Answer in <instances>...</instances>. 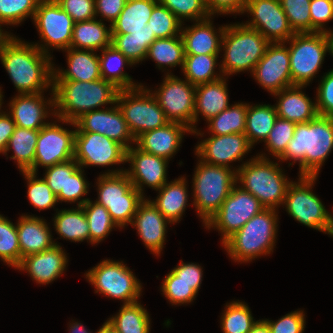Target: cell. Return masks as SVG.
<instances>
[{
	"label": "cell",
	"instance_id": "cell-1",
	"mask_svg": "<svg viewBox=\"0 0 333 333\" xmlns=\"http://www.w3.org/2000/svg\"><path fill=\"white\" fill-rule=\"evenodd\" d=\"M44 45L27 44L13 37L0 59L20 94L42 93L53 87V64ZM52 83V84H51Z\"/></svg>",
	"mask_w": 333,
	"mask_h": 333
},
{
	"label": "cell",
	"instance_id": "cell-3",
	"mask_svg": "<svg viewBox=\"0 0 333 333\" xmlns=\"http://www.w3.org/2000/svg\"><path fill=\"white\" fill-rule=\"evenodd\" d=\"M333 149V117L317 115L307 123L296 125L293 138L278 158L299 161L300 176H318Z\"/></svg>",
	"mask_w": 333,
	"mask_h": 333
},
{
	"label": "cell",
	"instance_id": "cell-42",
	"mask_svg": "<svg viewBox=\"0 0 333 333\" xmlns=\"http://www.w3.org/2000/svg\"><path fill=\"white\" fill-rule=\"evenodd\" d=\"M217 57L218 55L209 54H185L182 69L186 80L192 85L197 86L222 78L214 73Z\"/></svg>",
	"mask_w": 333,
	"mask_h": 333
},
{
	"label": "cell",
	"instance_id": "cell-19",
	"mask_svg": "<svg viewBox=\"0 0 333 333\" xmlns=\"http://www.w3.org/2000/svg\"><path fill=\"white\" fill-rule=\"evenodd\" d=\"M252 73L258 83L271 94L293 86L289 49L284 42L270 43Z\"/></svg>",
	"mask_w": 333,
	"mask_h": 333
},
{
	"label": "cell",
	"instance_id": "cell-37",
	"mask_svg": "<svg viewBox=\"0 0 333 333\" xmlns=\"http://www.w3.org/2000/svg\"><path fill=\"white\" fill-rule=\"evenodd\" d=\"M54 226L57 233L65 239L90 242L89 224L82 206L59 211L54 217Z\"/></svg>",
	"mask_w": 333,
	"mask_h": 333
},
{
	"label": "cell",
	"instance_id": "cell-39",
	"mask_svg": "<svg viewBox=\"0 0 333 333\" xmlns=\"http://www.w3.org/2000/svg\"><path fill=\"white\" fill-rule=\"evenodd\" d=\"M119 333H149L150 318L140 303L123 304L118 315L107 320Z\"/></svg>",
	"mask_w": 333,
	"mask_h": 333
},
{
	"label": "cell",
	"instance_id": "cell-57",
	"mask_svg": "<svg viewBox=\"0 0 333 333\" xmlns=\"http://www.w3.org/2000/svg\"><path fill=\"white\" fill-rule=\"evenodd\" d=\"M320 83L316 99L318 115L333 117V69L323 76Z\"/></svg>",
	"mask_w": 333,
	"mask_h": 333
},
{
	"label": "cell",
	"instance_id": "cell-65",
	"mask_svg": "<svg viewBox=\"0 0 333 333\" xmlns=\"http://www.w3.org/2000/svg\"><path fill=\"white\" fill-rule=\"evenodd\" d=\"M249 333H271V331L265 320H258Z\"/></svg>",
	"mask_w": 333,
	"mask_h": 333
},
{
	"label": "cell",
	"instance_id": "cell-34",
	"mask_svg": "<svg viewBox=\"0 0 333 333\" xmlns=\"http://www.w3.org/2000/svg\"><path fill=\"white\" fill-rule=\"evenodd\" d=\"M185 178L181 177L164 184L159 190V195L152 203L170 222L180 220L187 205V191Z\"/></svg>",
	"mask_w": 333,
	"mask_h": 333
},
{
	"label": "cell",
	"instance_id": "cell-48",
	"mask_svg": "<svg viewBox=\"0 0 333 333\" xmlns=\"http://www.w3.org/2000/svg\"><path fill=\"white\" fill-rule=\"evenodd\" d=\"M40 0H0V23L17 25L26 17H34Z\"/></svg>",
	"mask_w": 333,
	"mask_h": 333
},
{
	"label": "cell",
	"instance_id": "cell-22",
	"mask_svg": "<svg viewBox=\"0 0 333 333\" xmlns=\"http://www.w3.org/2000/svg\"><path fill=\"white\" fill-rule=\"evenodd\" d=\"M126 162L131 163V168L125 170L133 186L143 195V184L160 189L167 183L166 167L168 160L144 152L138 147L132 146L126 150Z\"/></svg>",
	"mask_w": 333,
	"mask_h": 333
},
{
	"label": "cell",
	"instance_id": "cell-23",
	"mask_svg": "<svg viewBox=\"0 0 333 333\" xmlns=\"http://www.w3.org/2000/svg\"><path fill=\"white\" fill-rule=\"evenodd\" d=\"M131 225L136 227L145 246L155 255L160 254L166 234L167 222L164 215L151 200L143 199L138 205Z\"/></svg>",
	"mask_w": 333,
	"mask_h": 333
},
{
	"label": "cell",
	"instance_id": "cell-64",
	"mask_svg": "<svg viewBox=\"0 0 333 333\" xmlns=\"http://www.w3.org/2000/svg\"><path fill=\"white\" fill-rule=\"evenodd\" d=\"M126 38L137 39H156L154 32H151L149 25H146V30L130 31L126 34Z\"/></svg>",
	"mask_w": 333,
	"mask_h": 333
},
{
	"label": "cell",
	"instance_id": "cell-60",
	"mask_svg": "<svg viewBox=\"0 0 333 333\" xmlns=\"http://www.w3.org/2000/svg\"><path fill=\"white\" fill-rule=\"evenodd\" d=\"M179 277V280L187 283L197 293L202 282V269L201 266L194 263L180 262L179 266L171 270Z\"/></svg>",
	"mask_w": 333,
	"mask_h": 333
},
{
	"label": "cell",
	"instance_id": "cell-61",
	"mask_svg": "<svg viewBox=\"0 0 333 333\" xmlns=\"http://www.w3.org/2000/svg\"><path fill=\"white\" fill-rule=\"evenodd\" d=\"M127 0H95V14H101L111 25L124 9Z\"/></svg>",
	"mask_w": 333,
	"mask_h": 333
},
{
	"label": "cell",
	"instance_id": "cell-45",
	"mask_svg": "<svg viewBox=\"0 0 333 333\" xmlns=\"http://www.w3.org/2000/svg\"><path fill=\"white\" fill-rule=\"evenodd\" d=\"M0 259L15 268L21 263L16 226L2 215H0Z\"/></svg>",
	"mask_w": 333,
	"mask_h": 333
},
{
	"label": "cell",
	"instance_id": "cell-2",
	"mask_svg": "<svg viewBox=\"0 0 333 333\" xmlns=\"http://www.w3.org/2000/svg\"><path fill=\"white\" fill-rule=\"evenodd\" d=\"M120 89L112 82L53 80L54 110L60 121L71 123L82 114L96 110L104 104H116Z\"/></svg>",
	"mask_w": 333,
	"mask_h": 333
},
{
	"label": "cell",
	"instance_id": "cell-50",
	"mask_svg": "<svg viewBox=\"0 0 333 333\" xmlns=\"http://www.w3.org/2000/svg\"><path fill=\"white\" fill-rule=\"evenodd\" d=\"M22 173H24L23 175L28 180L27 197L34 207L39 210L49 209L58 202L57 196L52 192L44 179H36V173L28 171H22Z\"/></svg>",
	"mask_w": 333,
	"mask_h": 333
},
{
	"label": "cell",
	"instance_id": "cell-41",
	"mask_svg": "<svg viewBox=\"0 0 333 333\" xmlns=\"http://www.w3.org/2000/svg\"><path fill=\"white\" fill-rule=\"evenodd\" d=\"M150 57L156 61L158 67L184 64V44L181 35L169 38L156 39L148 48L146 58Z\"/></svg>",
	"mask_w": 333,
	"mask_h": 333
},
{
	"label": "cell",
	"instance_id": "cell-11",
	"mask_svg": "<svg viewBox=\"0 0 333 333\" xmlns=\"http://www.w3.org/2000/svg\"><path fill=\"white\" fill-rule=\"evenodd\" d=\"M290 43L289 58L293 85L305 86L313 79L329 52L325 32L295 33Z\"/></svg>",
	"mask_w": 333,
	"mask_h": 333
},
{
	"label": "cell",
	"instance_id": "cell-18",
	"mask_svg": "<svg viewBox=\"0 0 333 333\" xmlns=\"http://www.w3.org/2000/svg\"><path fill=\"white\" fill-rule=\"evenodd\" d=\"M32 19L45 46L70 48L75 22L55 0H40Z\"/></svg>",
	"mask_w": 333,
	"mask_h": 333
},
{
	"label": "cell",
	"instance_id": "cell-51",
	"mask_svg": "<svg viewBox=\"0 0 333 333\" xmlns=\"http://www.w3.org/2000/svg\"><path fill=\"white\" fill-rule=\"evenodd\" d=\"M155 40L126 38V34H112L111 45L135 64L146 58L148 48Z\"/></svg>",
	"mask_w": 333,
	"mask_h": 333
},
{
	"label": "cell",
	"instance_id": "cell-68",
	"mask_svg": "<svg viewBox=\"0 0 333 333\" xmlns=\"http://www.w3.org/2000/svg\"><path fill=\"white\" fill-rule=\"evenodd\" d=\"M70 328H71L70 333H91V332L87 331L85 329V327L82 324L78 323V322L72 323L70 325Z\"/></svg>",
	"mask_w": 333,
	"mask_h": 333
},
{
	"label": "cell",
	"instance_id": "cell-28",
	"mask_svg": "<svg viewBox=\"0 0 333 333\" xmlns=\"http://www.w3.org/2000/svg\"><path fill=\"white\" fill-rule=\"evenodd\" d=\"M22 258L50 249L54 244L49 227L43 219L34 216H21L16 225Z\"/></svg>",
	"mask_w": 333,
	"mask_h": 333
},
{
	"label": "cell",
	"instance_id": "cell-4",
	"mask_svg": "<svg viewBox=\"0 0 333 333\" xmlns=\"http://www.w3.org/2000/svg\"><path fill=\"white\" fill-rule=\"evenodd\" d=\"M277 218L273 208H265L254 215L222 243L230 257L235 262H248L261 254H270L277 233Z\"/></svg>",
	"mask_w": 333,
	"mask_h": 333
},
{
	"label": "cell",
	"instance_id": "cell-56",
	"mask_svg": "<svg viewBox=\"0 0 333 333\" xmlns=\"http://www.w3.org/2000/svg\"><path fill=\"white\" fill-rule=\"evenodd\" d=\"M73 21L82 22L96 18L95 0H55Z\"/></svg>",
	"mask_w": 333,
	"mask_h": 333
},
{
	"label": "cell",
	"instance_id": "cell-14",
	"mask_svg": "<svg viewBox=\"0 0 333 333\" xmlns=\"http://www.w3.org/2000/svg\"><path fill=\"white\" fill-rule=\"evenodd\" d=\"M164 79L158 91L152 94L169 122L186 125L193 132L196 86L170 74Z\"/></svg>",
	"mask_w": 333,
	"mask_h": 333
},
{
	"label": "cell",
	"instance_id": "cell-31",
	"mask_svg": "<svg viewBox=\"0 0 333 333\" xmlns=\"http://www.w3.org/2000/svg\"><path fill=\"white\" fill-rule=\"evenodd\" d=\"M94 50L68 48V69L53 70V80L96 81L101 79L99 56Z\"/></svg>",
	"mask_w": 333,
	"mask_h": 333
},
{
	"label": "cell",
	"instance_id": "cell-27",
	"mask_svg": "<svg viewBox=\"0 0 333 333\" xmlns=\"http://www.w3.org/2000/svg\"><path fill=\"white\" fill-rule=\"evenodd\" d=\"M303 87L293 85L274 93L275 96H279L278 104L275 106L278 118L300 124L307 123L318 115L316 103H312L302 93Z\"/></svg>",
	"mask_w": 333,
	"mask_h": 333
},
{
	"label": "cell",
	"instance_id": "cell-59",
	"mask_svg": "<svg viewBox=\"0 0 333 333\" xmlns=\"http://www.w3.org/2000/svg\"><path fill=\"white\" fill-rule=\"evenodd\" d=\"M303 311H294L286 314L276 322L265 320L271 333H303L305 317Z\"/></svg>",
	"mask_w": 333,
	"mask_h": 333
},
{
	"label": "cell",
	"instance_id": "cell-29",
	"mask_svg": "<svg viewBox=\"0 0 333 333\" xmlns=\"http://www.w3.org/2000/svg\"><path fill=\"white\" fill-rule=\"evenodd\" d=\"M210 18L197 21L192 27L185 30L182 29L180 35L184 44L185 54H219L222 48L221 40L225 27L219 28L220 35L218 36L212 26V22H210Z\"/></svg>",
	"mask_w": 333,
	"mask_h": 333
},
{
	"label": "cell",
	"instance_id": "cell-13",
	"mask_svg": "<svg viewBox=\"0 0 333 333\" xmlns=\"http://www.w3.org/2000/svg\"><path fill=\"white\" fill-rule=\"evenodd\" d=\"M263 209L265 207L254 195L235 185L205 226L208 229L210 227L218 229L222 233L223 243Z\"/></svg>",
	"mask_w": 333,
	"mask_h": 333
},
{
	"label": "cell",
	"instance_id": "cell-15",
	"mask_svg": "<svg viewBox=\"0 0 333 333\" xmlns=\"http://www.w3.org/2000/svg\"><path fill=\"white\" fill-rule=\"evenodd\" d=\"M74 131H68L56 123H48L39 130L33 166L28 170L37 173V167H50L74 159Z\"/></svg>",
	"mask_w": 333,
	"mask_h": 333
},
{
	"label": "cell",
	"instance_id": "cell-16",
	"mask_svg": "<svg viewBox=\"0 0 333 333\" xmlns=\"http://www.w3.org/2000/svg\"><path fill=\"white\" fill-rule=\"evenodd\" d=\"M74 160L80 167L108 166L126 162V149L116 141L95 132H76Z\"/></svg>",
	"mask_w": 333,
	"mask_h": 333
},
{
	"label": "cell",
	"instance_id": "cell-33",
	"mask_svg": "<svg viewBox=\"0 0 333 333\" xmlns=\"http://www.w3.org/2000/svg\"><path fill=\"white\" fill-rule=\"evenodd\" d=\"M111 27L107 29L101 19L96 18L74 24L70 48L83 50H103L111 45Z\"/></svg>",
	"mask_w": 333,
	"mask_h": 333
},
{
	"label": "cell",
	"instance_id": "cell-10",
	"mask_svg": "<svg viewBox=\"0 0 333 333\" xmlns=\"http://www.w3.org/2000/svg\"><path fill=\"white\" fill-rule=\"evenodd\" d=\"M151 91L139 86L120 89L117 105L123 113L127 126L136 139L143 133L164 126L169 121Z\"/></svg>",
	"mask_w": 333,
	"mask_h": 333
},
{
	"label": "cell",
	"instance_id": "cell-21",
	"mask_svg": "<svg viewBox=\"0 0 333 333\" xmlns=\"http://www.w3.org/2000/svg\"><path fill=\"white\" fill-rule=\"evenodd\" d=\"M251 148L245 133L212 135L197 145L195 154L207 164L229 167L230 162L242 160Z\"/></svg>",
	"mask_w": 333,
	"mask_h": 333
},
{
	"label": "cell",
	"instance_id": "cell-36",
	"mask_svg": "<svg viewBox=\"0 0 333 333\" xmlns=\"http://www.w3.org/2000/svg\"><path fill=\"white\" fill-rule=\"evenodd\" d=\"M278 118L275 106L247 104L245 134L253 146L258 140H266Z\"/></svg>",
	"mask_w": 333,
	"mask_h": 333
},
{
	"label": "cell",
	"instance_id": "cell-67",
	"mask_svg": "<svg viewBox=\"0 0 333 333\" xmlns=\"http://www.w3.org/2000/svg\"><path fill=\"white\" fill-rule=\"evenodd\" d=\"M96 333H119V332L108 321H106Z\"/></svg>",
	"mask_w": 333,
	"mask_h": 333
},
{
	"label": "cell",
	"instance_id": "cell-7",
	"mask_svg": "<svg viewBox=\"0 0 333 333\" xmlns=\"http://www.w3.org/2000/svg\"><path fill=\"white\" fill-rule=\"evenodd\" d=\"M199 162L193 178V205L206 224L237 184V172L229 167Z\"/></svg>",
	"mask_w": 333,
	"mask_h": 333
},
{
	"label": "cell",
	"instance_id": "cell-46",
	"mask_svg": "<svg viewBox=\"0 0 333 333\" xmlns=\"http://www.w3.org/2000/svg\"><path fill=\"white\" fill-rule=\"evenodd\" d=\"M147 25H149L151 32H154L156 39L175 37L181 34L182 22L160 3L153 8Z\"/></svg>",
	"mask_w": 333,
	"mask_h": 333
},
{
	"label": "cell",
	"instance_id": "cell-17",
	"mask_svg": "<svg viewBox=\"0 0 333 333\" xmlns=\"http://www.w3.org/2000/svg\"><path fill=\"white\" fill-rule=\"evenodd\" d=\"M248 11L253 19L244 25L258 30L270 43H285L295 34L279 0H247L243 13Z\"/></svg>",
	"mask_w": 333,
	"mask_h": 333
},
{
	"label": "cell",
	"instance_id": "cell-43",
	"mask_svg": "<svg viewBox=\"0 0 333 333\" xmlns=\"http://www.w3.org/2000/svg\"><path fill=\"white\" fill-rule=\"evenodd\" d=\"M247 104L229 106L220 114L208 120L212 135L245 133Z\"/></svg>",
	"mask_w": 333,
	"mask_h": 333
},
{
	"label": "cell",
	"instance_id": "cell-8",
	"mask_svg": "<svg viewBox=\"0 0 333 333\" xmlns=\"http://www.w3.org/2000/svg\"><path fill=\"white\" fill-rule=\"evenodd\" d=\"M98 200L118 227L132 222L144 196L133 186L123 170L109 171L98 178Z\"/></svg>",
	"mask_w": 333,
	"mask_h": 333
},
{
	"label": "cell",
	"instance_id": "cell-69",
	"mask_svg": "<svg viewBox=\"0 0 333 333\" xmlns=\"http://www.w3.org/2000/svg\"><path fill=\"white\" fill-rule=\"evenodd\" d=\"M325 33H326L328 43H329V52L333 56V31L328 30Z\"/></svg>",
	"mask_w": 333,
	"mask_h": 333
},
{
	"label": "cell",
	"instance_id": "cell-20",
	"mask_svg": "<svg viewBox=\"0 0 333 333\" xmlns=\"http://www.w3.org/2000/svg\"><path fill=\"white\" fill-rule=\"evenodd\" d=\"M71 124L77 127L76 132H95L105 135L121 144L126 150L131 147L129 141L135 142L118 105L107 110L96 109L84 113Z\"/></svg>",
	"mask_w": 333,
	"mask_h": 333
},
{
	"label": "cell",
	"instance_id": "cell-54",
	"mask_svg": "<svg viewBox=\"0 0 333 333\" xmlns=\"http://www.w3.org/2000/svg\"><path fill=\"white\" fill-rule=\"evenodd\" d=\"M78 167L79 164L74 159L55 164L46 168L43 179L56 196L66 194L67 173H73Z\"/></svg>",
	"mask_w": 333,
	"mask_h": 333
},
{
	"label": "cell",
	"instance_id": "cell-58",
	"mask_svg": "<svg viewBox=\"0 0 333 333\" xmlns=\"http://www.w3.org/2000/svg\"><path fill=\"white\" fill-rule=\"evenodd\" d=\"M311 33L326 32L323 24L333 20V0H310Z\"/></svg>",
	"mask_w": 333,
	"mask_h": 333
},
{
	"label": "cell",
	"instance_id": "cell-6",
	"mask_svg": "<svg viewBox=\"0 0 333 333\" xmlns=\"http://www.w3.org/2000/svg\"><path fill=\"white\" fill-rule=\"evenodd\" d=\"M221 44L225 50L222 76L241 71L253 72L270 42L258 31L242 24L226 25Z\"/></svg>",
	"mask_w": 333,
	"mask_h": 333
},
{
	"label": "cell",
	"instance_id": "cell-5",
	"mask_svg": "<svg viewBox=\"0 0 333 333\" xmlns=\"http://www.w3.org/2000/svg\"><path fill=\"white\" fill-rule=\"evenodd\" d=\"M237 169V181L240 180L241 188L254 195L265 208L276 209V206L283 205L292 181L287 180L278 163L261 154Z\"/></svg>",
	"mask_w": 333,
	"mask_h": 333
},
{
	"label": "cell",
	"instance_id": "cell-63",
	"mask_svg": "<svg viewBox=\"0 0 333 333\" xmlns=\"http://www.w3.org/2000/svg\"><path fill=\"white\" fill-rule=\"evenodd\" d=\"M16 128L11 115L0 112V153L5 154L9 139Z\"/></svg>",
	"mask_w": 333,
	"mask_h": 333
},
{
	"label": "cell",
	"instance_id": "cell-26",
	"mask_svg": "<svg viewBox=\"0 0 333 333\" xmlns=\"http://www.w3.org/2000/svg\"><path fill=\"white\" fill-rule=\"evenodd\" d=\"M52 95L53 98H50L48 103L43 100L41 93L19 94L11 100L10 115L16 126L31 130H40L46 126L48 123L43 121L48 114L45 106L47 104L54 107V93Z\"/></svg>",
	"mask_w": 333,
	"mask_h": 333
},
{
	"label": "cell",
	"instance_id": "cell-9",
	"mask_svg": "<svg viewBox=\"0 0 333 333\" xmlns=\"http://www.w3.org/2000/svg\"><path fill=\"white\" fill-rule=\"evenodd\" d=\"M316 178L317 176H300L298 183L292 182L283 204L296 221L333 237V216L311 191Z\"/></svg>",
	"mask_w": 333,
	"mask_h": 333
},
{
	"label": "cell",
	"instance_id": "cell-62",
	"mask_svg": "<svg viewBox=\"0 0 333 333\" xmlns=\"http://www.w3.org/2000/svg\"><path fill=\"white\" fill-rule=\"evenodd\" d=\"M211 15L215 13H243L247 0H205Z\"/></svg>",
	"mask_w": 333,
	"mask_h": 333
},
{
	"label": "cell",
	"instance_id": "cell-38",
	"mask_svg": "<svg viewBox=\"0 0 333 333\" xmlns=\"http://www.w3.org/2000/svg\"><path fill=\"white\" fill-rule=\"evenodd\" d=\"M39 130H31L16 126L9 139L6 152L13 149L14 155L10 157L17 161L20 171H28L34 164L36 144Z\"/></svg>",
	"mask_w": 333,
	"mask_h": 333
},
{
	"label": "cell",
	"instance_id": "cell-32",
	"mask_svg": "<svg viewBox=\"0 0 333 333\" xmlns=\"http://www.w3.org/2000/svg\"><path fill=\"white\" fill-rule=\"evenodd\" d=\"M158 0H127L118 18L110 25L111 34H128L146 30V25Z\"/></svg>",
	"mask_w": 333,
	"mask_h": 333
},
{
	"label": "cell",
	"instance_id": "cell-35",
	"mask_svg": "<svg viewBox=\"0 0 333 333\" xmlns=\"http://www.w3.org/2000/svg\"><path fill=\"white\" fill-rule=\"evenodd\" d=\"M99 63L102 79L114 83L119 89H133L141 86L135 85L131 77L121 70L124 65H133V63L112 45L102 50Z\"/></svg>",
	"mask_w": 333,
	"mask_h": 333
},
{
	"label": "cell",
	"instance_id": "cell-66",
	"mask_svg": "<svg viewBox=\"0 0 333 333\" xmlns=\"http://www.w3.org/2000/svg\"><path fill=\"white\" fill-rule=\"evenodd\" d=\"M13 38V35L3 33V30L1 29V23H0V54L4 49V46Z\"/></svg>",
	"mask_w": 333,
	"mask_h": 333
},
{
	"label": "cell",
	"instance_id": "cell-52",
	"mask_svg": "<svg viewBox=\"0 0 333 333\" xmlns=\"http://www.w3.org/2000/svg\"><path fill=\"white\" fill-rule=\"evenodd\" d=\"M296 123L277 118L268 137L264 141L268 150L275 157H280L286 150L289 141L293 138Z\"/></svg>",
	"mask_w": 333,
	"mask_h": 333
},
{
	"label": "cell",
	"instance_id": "cell-25",
	"mask_svg": "<svg viewBox=\"0 0 333 333\" xmlns=\"http://www.w3.org/2000/svg\"><path fill=\"white\" fill-rule=\"evenodd\" d=\"M66 257L56 243L50 249L22 258L16 268L27 271L37 283L48 284L62 275L68 262Z\"/></svg>",
	"mask_w": 333,
	"mask_h": 333
},
{
	"label": "cell",
	"instance_id": "cell-53",
	"mask_svg": "<svg viewBox=\"0 0 333 333\" xmlns=\"http://www.w3.org/2000/svg\"><path fill=\"white\" fill-rule=\"evenodd\" d=\"M161 288L170 303L176 305L192 302L197 294L189 284L179 280L172 271L165 277Z\"/></svg>",
	"mask_w": 333,
	"mask_h": 333
},
{
	"label": "cell",
	"instance_id": "cell-47",
	"mask_svg": "<svg viewBox=\"0 0 333 333\" xmlns=\"http://www.w3.org/2000/svg\"><path fill=\"white\" fill-rule=\"evenodd\" d=\"M294 33H311L310 0H279Z\"/></svg>",
	"mask_w": 333,
	"mask_h": 333
},
{
	"label": "cell",
	"instance_id": "cell-55",
	"mask_svg": "<svg viewBox=\"0 0 333 333\" xmlns=\"http://www.w3.org/2000/svg\"><path fill=\"white\" fill-rule=\"evenodd\" d=\"M88 182L83 175V170L79 166L73 173H67L66 194H59L57 201L75 202L88 193Z\"/></svg>",
	"mask_w": 333,
	"mask_h": 333
},
{
	"label": "cell",
	"instance_id": "cell-24",
	"mask_svg": "<svg viewBox=\"0 0 333 333\" xmlns=\"http://www.w3.org/2000/svg\"><path fill=\"white\" fill-rule=\"evenodd\" d=\"M185 132L192 133V130L181 123L168 122L141 134L135 139V143L142 151L169 160L179 148Z\"/></svg>",
	"mask_w": 333,
	"mask_h": 333
},
{
	"label": "cell",
	"instance_id": "cell-70",
	"mask_svg": "<svg viewBox=\"0 0 333 333\" xmlns=\"http://www.w3.org/2000/svg\"><path fill=\"white\" fill-rule=\"evenodd\" d=\"M2 97H3V95L1 94V89H0V109H1V105H2Z\"/></svg>",
	"mask_w": 333,
	"mask_h": 333
},
{
	"label": "cell",
	"instance_id": "cell-12",
	"mask_svg": "<svg viewBox=\"0 0 333 333\" xmlns=\"http://www.w3.org/2000/svg\"><path fill=\"white\" fill-rule=\"evenodd\" d=\"M122 263L103 260L86 273V278L96 287V293L124 300V304L136 303L140 297L141 283Z\"/></svg>",
	"mask_w": 333,
	"mask_h": 333
},
{
	"label": "cell",
	"instance_id": "cell-44",
	"mask_svg": "<svg viewBox=\"0 0 333 333\" xmlns=\"http://www.w3.org/2000/svg\"><path fill=\"white\" fill-rule=\"evenodd\" d=\"M223 313L221 325L223 333H249L256 323L249 307L243 302L229 303Z\"/></svg>",
	"mask_w": 333,
	"mask_h": 333
},
{
	"label": "cell",
	"instance_id": "cell-30",
	"mask_svg": "<svg viewBox=\"0 0 333 333\" xmlns=\"http://www.w3.org/2000/svg\"><path fill=\"white\" fill-rule=\"evenodd\" d=\"M223 78L196 86L192 133L202 135L194 127L199 113L208 121L229 107L226 79Z\"/></svg>",
	"mask_w": 333,
	"mask_h": 333
},
{
	"label": "cell",
	"instance_id": "cell-40",
	"mask_svg": "<svg viewBox=\"0 0 333 333\" xmlns=\"http://www.w3.org/2000/svg\"><path fill=\"white\" fill-rule=\"evenodd\" d=\"M78 206L83 207L89 224L90 243L101 242L110 233L112 228L118 227L103 205L97 202L93 203L85 198L78 202Z\"/></svg>",
	"mask_w": 333,
	"mask_h": 333
},
{
	"label": "cell",
	"instance_id": "cell-49",
	"mask_svg": "<svg viewBox=\"0 0 333 333\" xmlns=\"http://www.w3.org/2000/svg\"><path fill=\"white\" fill-rule=\"evenodd\" d=\"M168 8L181 22L184 18L197 21L211 16L205 0H158Z\"/></svg>",
	"mask_w": 333,
	"mask_h": 333
}]
</instances>
